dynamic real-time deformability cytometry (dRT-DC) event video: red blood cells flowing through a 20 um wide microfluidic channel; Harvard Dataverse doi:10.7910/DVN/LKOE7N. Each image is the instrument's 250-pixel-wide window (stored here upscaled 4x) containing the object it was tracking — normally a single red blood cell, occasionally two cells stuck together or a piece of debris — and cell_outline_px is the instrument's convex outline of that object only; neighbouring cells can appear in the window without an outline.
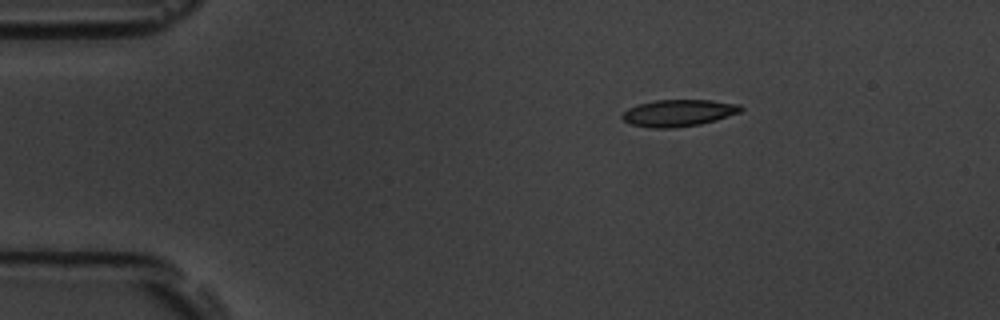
{"species": "common noctule bat (a hibernating species)", "species_latin": "Nyctalus noctula", "temperature_condition": "room temperature", "stored_images_in_passage": 4, "segment_of_instrument_passage": [1, 2], "camera_frame_rate_fps": 3000, "um_per_image_px": 0.085, "animal": {"sex": "male", "body_mass_g": 19.5, "forearm_length_mm": 54.6}, "frame": {"image": 1, "passage_image": 1, "time_ms": 0.0, "image_size_px": [1000, 320], "cell_outline_px": [[744, 108], [740, 112], [716, 120], [700, 124], [672, 128], [652, 128], [632, 124], [624, 120], [620, 116], [628, 108], [636, 104], [656, 100], [712, 100], [740, 104]], "centroid_in_image_um": [57.68, 9.59], "position_along_channel_um": 27.3, "area_um2": 18.55}}